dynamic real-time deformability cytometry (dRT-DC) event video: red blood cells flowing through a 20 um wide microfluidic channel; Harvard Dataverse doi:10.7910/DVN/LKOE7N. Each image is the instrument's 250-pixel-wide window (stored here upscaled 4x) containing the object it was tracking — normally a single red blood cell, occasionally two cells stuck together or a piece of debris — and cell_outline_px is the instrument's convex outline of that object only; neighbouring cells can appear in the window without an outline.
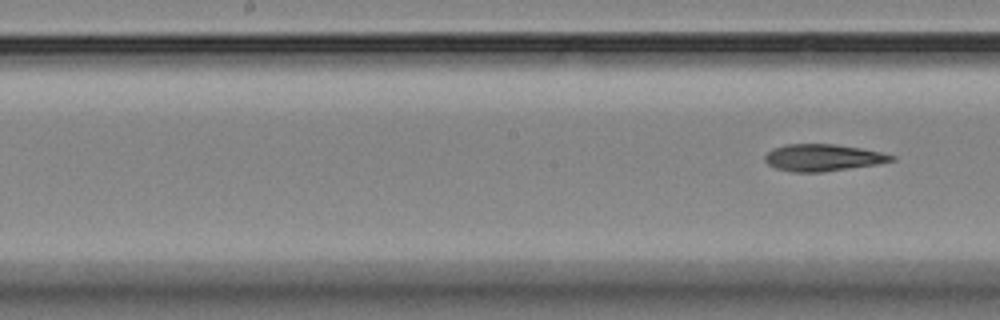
{"species": "Egyptian fruit bat (a non-hibernating species)", "species_latin": "Rousettus aegyptiacus", "temperature_condition": "room temperature", "stored_images_in_passage": 6, "segment_of_instrument_passage": [2, 2], "camera_frame_rate_fps": 3000, "um_per_image_px": 0.085, "animal": {"sex": "female"}, "frame": {"image": 1, "passage_image": 6, "time_ms": 6.667, "image_size_px": [1000, 320], "cell_outline_px": [[896, 160], [876, 164], [820, 172], [792, 172], [776, 168], [768, 164], [764, 160], [764, 156], [772, 148], [784, 144], [836, 144], [860, 148], [880, 152], [896, 156]], "centroid_in_image_um": [69.91, 13.39], "position_along_channel_um": 178.3, "area_um2": 19.77}}